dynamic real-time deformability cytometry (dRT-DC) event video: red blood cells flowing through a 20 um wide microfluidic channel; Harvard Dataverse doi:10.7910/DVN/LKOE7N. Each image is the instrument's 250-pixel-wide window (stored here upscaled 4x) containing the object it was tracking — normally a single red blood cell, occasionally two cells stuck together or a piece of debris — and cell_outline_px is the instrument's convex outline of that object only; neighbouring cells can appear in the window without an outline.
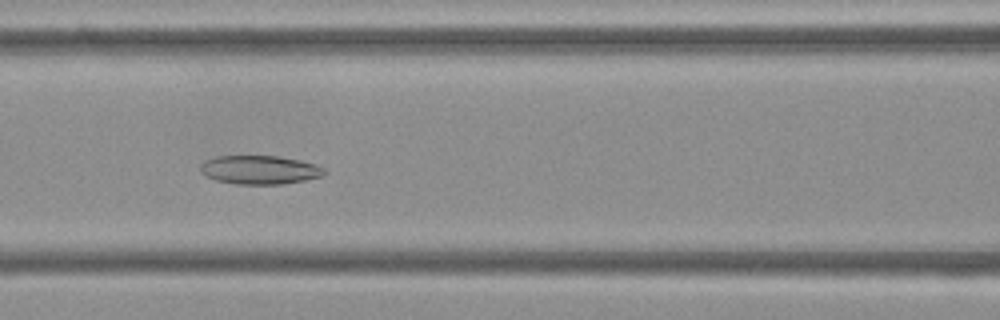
{"species": "Egyptian fruit bat (a non-hibernating species)", "species_latin": "Rousettus aegyptiacus", "temperature_condition": "cold", "stored_images_in_passage": 55, "segment_of_instrument_passage": [1, 2], "camera_frame_rate_fps": 3000, "um_per_image_px": 0.085, "frame": {"image": 1, "passage_image": 23, "time_ms": 7.333, "image_size_px": [1000, 320], "cell_outline_px": [[328, 172], [324, 176], [284, 184], [236, 184], [216, 180], [204, 176], [200, 172], [200, 164], [204, 160], [216, 156], [276, 156], [300, 160], [316, 164], [324, 168]], "centroid_in_image_um": [22.07, 14.44], "position_along_channel_um": 144.5, "area_um2": 20.98}}
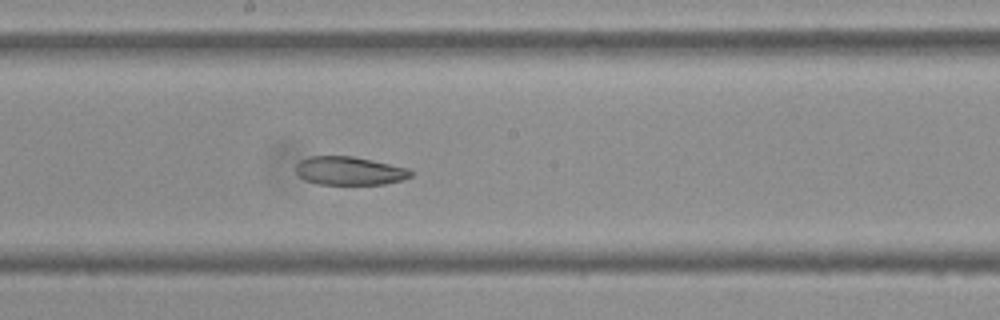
{"frame": {"image": 2, "passage_image": 29, "time_ms": 9.333, "image_size_px": [1000, 320], "cell_outline_px": [[412, 176], [404, 180], [384, 184], [320, 184], [304, 180], [296, 172], [296, 164], [300, 160], [308, 156], [352, 156], [372, 160], [408, 168], [412, 172]], "centroid_in_image_um": [29.7, 14.52], "position_along_channel_um": 218.5, "area_um2": 19.07}}
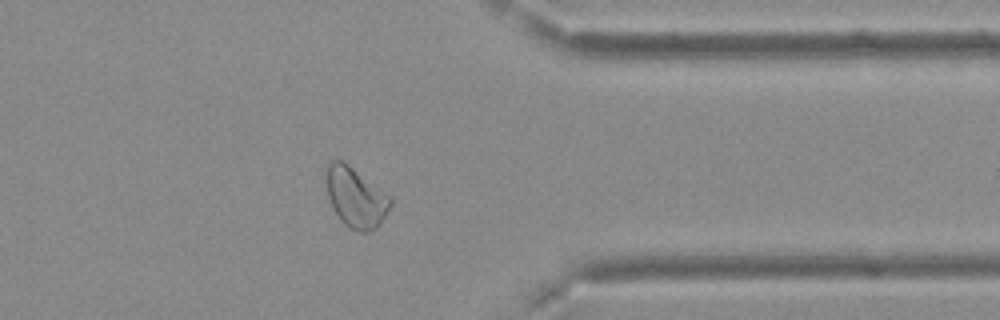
{"frame": {"image": 3, "passage_image": 43, "time_ms": 14.0, "image_size_px": [1000, 320], "cell_outline_px": [[392, 204], [380, 224], [376, 228], [368, 232], [360, 232], [344, 224], [340, 220], [332, 208], [328, 196], [324, 176], [324, 172], [328, 160], [340, 160], [348, 164], [392, 196]], "centroid_in_image_um": [30.21, 16.75], "position_along_channel_um": 381.2, "area_um2": 22.89}}